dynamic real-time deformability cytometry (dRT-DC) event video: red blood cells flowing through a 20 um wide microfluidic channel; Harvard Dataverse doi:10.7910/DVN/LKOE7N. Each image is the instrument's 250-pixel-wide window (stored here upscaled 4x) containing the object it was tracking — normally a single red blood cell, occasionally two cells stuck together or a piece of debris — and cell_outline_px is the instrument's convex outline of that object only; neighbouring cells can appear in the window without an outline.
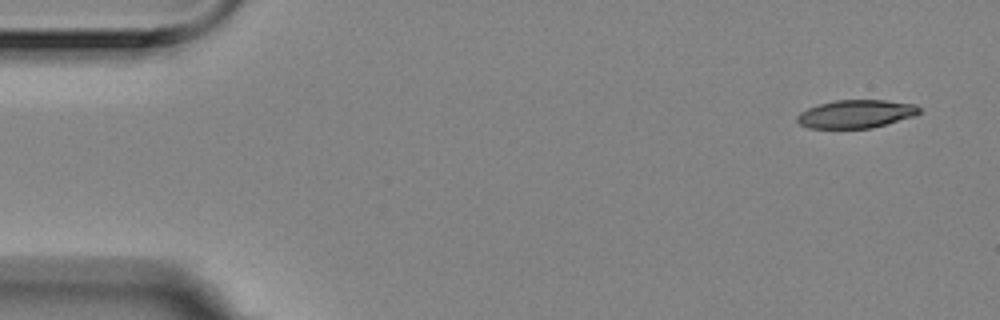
{"species": "Egyptian fruit bat (a non-hibernating species)", "species_latin": "Rousettus aegyptiacus", "temperature_condition": "room temperature", "stored_images_in_passage": 8, "camera_frame_rate_fps": 3000, "um_per_image_px": 0.085, "animal": {"sex": "female"}, "frame": {"image": 1, "passage_image": 1, "time_ms": 0.0, "image_size_px": [1000, 320], "cell_outline_px": [[920, 112], [916, 116], [872, 128], [808, 128], [800, 124], [796, 120], [796, 116], [800, 112], [808, 108], [820, 104], [836, 100], [884, 100], [916, 104], [920, 108]], "centroid_in_image_um": [72.78, 9.69], "position_along_channel_um": 12.2, "area_um2": 20.11}}
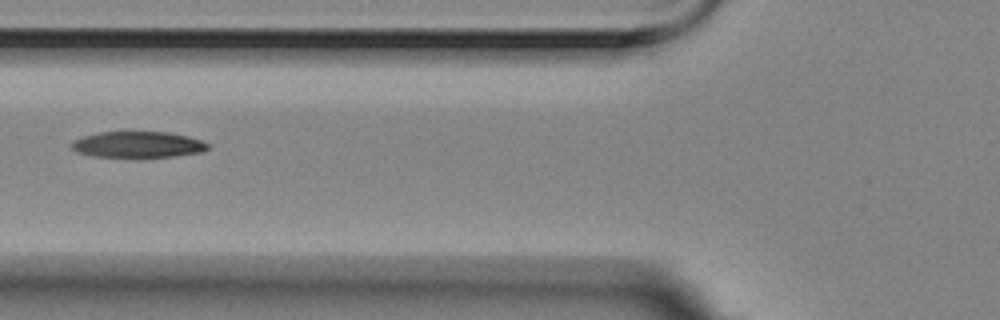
{"frame": {"image": 2, "passage_image": 6, "time_ms": 1.667, "image_size_px": [1000, 320], "cell_outline_px": [[208, 148], [200, 152], [176, 156], [92, 156], [76, 152], [72, 148], [72, 140], [96, 132], [168, 132], [188, 136], [200, 140], [208, 144]], "centroid_in_image_um": [11.69, 12.27], "position_along_channel_um": 114.1, "area_um2": 20.4}}
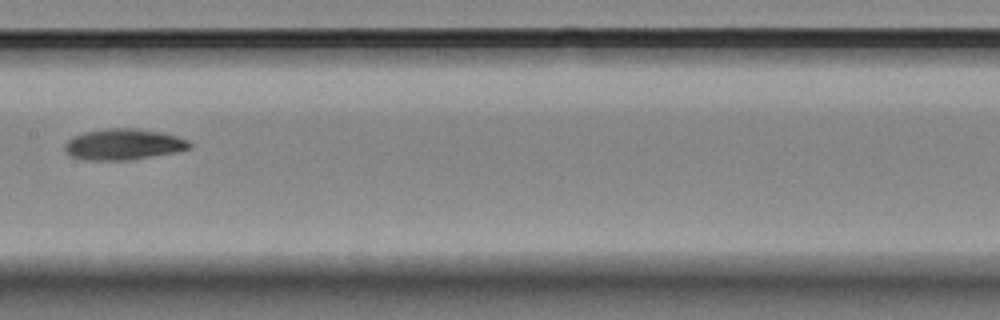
{"frame": {"image": 3, "passage_image": 8, "time_ms": 2.333, "image_size_px": [1000, 320], "cell_outline_px": [[192, 148], [176, 152], [128, 160], [80, 160], [68, 156], [64, 152], [64, 144], [72, 136], [84, 132], [108, 128], [132, 128], [160, 132], [176, 136], [188, 140], [192, 144]], "centroid_in_image_um": [10.44, 12.28], "position_along_channel_um": 197.0, "area_um2": 22.77}}